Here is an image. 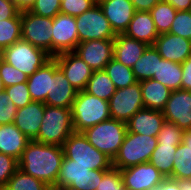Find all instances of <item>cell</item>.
I'll use <instances>...</instances> for the list:
<instances>
[{
    "instance_id": "cell-36",
    "label": "cell",
    "mask_w": 191,
    "mask_h": 190,
    "mask_svg": "<svg viewBox=\"0 0 191 190\" xmlns=\"http://www.w3.org/2000/svg\"><path fill=\"white\" fill-rule=\"evenodd\" d=\"M184 130L179 128L175 123L165 121L157 136V144H172L178 146L182 143Z\"/></svg>"
},
{
    "instance_id": "cell-35",
    "label": "cell",
    "mask_w": 191,
    "mask_h": 190,
    "mask_svg": "<svg viewBox=\"0 0 191 190\" xmlns=\"http://www.w3.org/2000/svg\"><path fill=\"white\" fill-rule=\"evenodd\" d=\"M50 187L34 178L31 175L24 173L19 168L15 171V173L8 180V183L4 190H49Z\"/></svg>"
},
{
    "instance_id": "cell-50",
    "label": "cell",
    "mask_w": 191,
    "mask_h": 190,
    "mask_svg": "<svg viewBox=\"0 0 191 190\" xmlns=\"http://www.w3.org/2000/svg\"><path fill=\"white\" fill-rule=\"evenodd\" d=\"M20 12L30 11L36 0H13Z\"/></svg>"
},
{
    "instance_id": "cell-48",
    "label": "cell",
    "mask_w": 191,
    "mask_h": 190,
    "mask_svg": "<svg viewBox=\"0 0 191 190\" xmlns=\"http://www.w3.org/2000/svg\"><path fill=\"white\" fill-rule=\"evenodd\" d=\"M155 190H180V188L177 180L167 177L155 188Z\"/></svg>"
},
{
    "instance_id": "cell-26",
    "label": "cell",
    "mask_w": 191,
    "mask_h": 190,
    "mask_svg": "<svg viewBox=\"0 0 191 190\" xmlns=\"http://www.w3.org/2000/svg\"><path fill=\"white\" fill-rule=\"evenodd\" d=\"M52 79V58L41 68L28 76L27 86L32 101L45 102Z\"/></svg>"
},
{
    "instance_id": "cell-29",
    "label": "cell",
    "mask_w": 191,
    "mask_h": 190,
    "mask_svg": "<svg viewBox=\"0 0 191 190\" xmlns=\"http://www.w3.org/2000/svg\"><path fill=\"white\" fill-rule=\"evenodd\" d=\"M84 91L90 95L109 101L115 93L116 88L105 70H98L93 71Z\"/></svg>"
},
{
    "instance_id": "cell-4",
    "label": "cell",
    "mask_w": 191,
    "mask_h": 190,
    "mask_svg": "<svg viewBox=\"0 0 191 190\" xmlns=\"http://www.w3.org/2000/svg\"><path fill=\"white\" fill-rule=\"evenodd\" d=\"M82 133L93 147L113 160L126 136L127 124L109 119L87 128Z\"/></svg>"
},
{
    "instance_id": "cell-34",
    "label": "cell",
    "mask_w": 191,
    "mask_h": 190,
    "mask_svg": "<svg viewBox=\"0 0 191 190\" xmlns=\"http://www.w3.org/2000/svg\"><path fill=\"white\" fill-rule=\"evenodd\" d=\"M21 39V12L11 19L0 20V49Z\"/></svg>"
},
{
    "instance_id": "cell-27",
    "label": "cell",
    "mask_w": 191,
    "mask_h": 190,
    "mask_svg": "<svg viewBox=\"0 0 191 190\" xmlns=\"http://www.w3.org/2000/svg\"><path fill=\"white\" fill-rule=\"evenodd\" d=\"M171 91L181 89L182 65L165 59H158L157 74L153 78Z\"/></svg>"
},
{
    "instance_id": "cell-15",
    "label": "cell",
    "mask_w": 191,
    "mask_h": 190,
    "mask_svg": "<svg viewBox=\"0 0 191 190\" xmlns=\"http://www.w3.org/2000/svg\"><path fill=\"white\" fill-rule=\"evenodd\" d=\"M53 58L70 84L77 91H83L93 73L90 66L73 51L60 53Z\"/></svg>"
},
{
    "instance_id": "cell-8",
    "label": "cell",
    "mask_w": 191,
    "mask_h": 190,
    "mask_svg": "<svg viewBox=\"0 0 191 190\" xmlns=\"http://www.w3.org/2000/svg\"><path fill=\"white\" fill-rule=\"evenodd\" d=\"M52 57L22 39L2 50L1 59L19 69L27 76H31Z\"/></svg>"
},
{
    "instance_id": "cell-21",
    "label": "cell",
    "mask_w": 191,
    "mask_h": 190,
    "mask_svg": "<svg viewBox=\"0 0 191 190\" xmlns=\"http://www.w3.org/2000/svg\"><path fill=\"white\" fill-rule=\"evenodd\" d=\"M164 122L162 111L143 108L126 123L127 132L157 137Z\"/></svg>"
},
{
    "instance_id": "cell-11",
    "label": "cell",
    "mask_w": 191,
    "mask_h": 190,
    "mask_svg": "<svg viewBox=\"0 0 191 190\" xmlns=\"http://www.w3.org/2000/svg\"><path fill=\"white\" fill-rule=\"evenodd\" d=\"M108 103L111 119L127 123L139 110L145 108L140 82L137 81L123 89H116Z\"/></svg>"
},
{
    "instance_id": "cell-53",
    "label": "cell",
    "mask_w": 191,
    "mask_h": 190,
    "mask_svg": "<svg viewBox=\"0 0 191 190\" xmlns=\"http://www.w3.org/2000/svg\"><path fill=\"white\" fill-rule=\"evenodd\" d=\"M5 90V87L3 85V82H2V78L0 76V92L4 91Z\"/></svg>"
},
{
    "instance_id": "cell-16",
    "label": "cell",
    "mask_w": 191,
    "mask_h": 190,
    "mask_svg": "<svg viewBox=\"0 0 191 190\" xmlns=\"http://www.w3.org/2000/svg\"><path fill=\"white\" fill-rule=\"evenodd\" d=\"M165 121L175 123L182 130H191V91H172L162 111Z\"/></svg>"
},
{
    "instance_id": "cell-20",
    "label": "cell",
    "mask_w": 191,
    "mask_h": 190,
    "mask_svg": "<svg viewBox=\"0 0 191 190\" xmlns=\"http://www.w3.org/2000/svg\"><path fill=\"white\" fill-rule=\"evenodd\" d=\"M44 111L43 102L32 101L17 110L13 124L30 140H33L38 135Z\"/></svg>"
},
{
    "instance_id": "cell-51",
    "label": "cell",
    "mask_w": 191,
    "mask_h": 190,
    "mask_svg": "<svg viewBox=\"0 0 191 190\" xmlns=\"http://www.w3.org/2000/svg\"><path fill=\"white\" fill-rule=\"evenodd\" d=\"M177 181L180 190H191V179H179Z\"/></svg>"
},
{
    "instance_id": "cell-10",
    "label": "cell",
    "mask_w": 191,
    "mask_h": 190,
    "mask_svg": "<svg viewBox=\"0 0 191 190\" xmlns=\"http://www.w3.org/2000/svg\"><path fill=\"white\" fill-rule=\"evenodd\" d=\"M75 19L79 43L90 40L114 39L117 36L98 3Z\"/></svg>"
},
{
    "instance_id": "cell-5",
    "label": "cell",
    "mask_w": 191,
    "mask_h": 190,
    "mask_svg": "<svg viewBox=\"0 0 191 190\" xmlns=\"http://www.w3.org/2000/svg\"><path fill=\"white\" fill-rule=\"evenodd\" d=\"M157 143V137L127 132L117 155L112 160V167L122 170L149 162Z\"/></svg>"
},
{
    "instance_id": "cell-54",
    "label": "cell",
    "mask_w": 191,
    "mask_h": 190,
    "mask_svg": "<svg viewBox=\"0 0 191 190\" xmlns=\"http://www.w3.org/2000/svg\"><path fill=\"white\" fill-rule=\"evenodd\" d=\"M49 190H64V189H57V188L52 187Z\"/></svg>"
},
{
    "instance_id": "cell-49",
    "label": "cell",
    "mask_w": 191,
    "mask_h": 190,
    "mask_svg": "<svg viewBox=\"0 0 191 190\" xmlns=\"http://www.w3.org/2000/svg\"><path fill=\"white\" fill-rule=\"evenodd\" d=\"M170 3L177 11L191 10V0H162Z\"/></svg>"
},
{
    "instance_id": "cell-25",
    "label": "cell",
    "mask_w": 191,
    "mask_h": 190,
    "mask_svg": "<svg viewBox=\"0 0 191 190\" xmlns=\"http://www.w3.org/2000/svg\"><path fill=\"white\" fill-rule=\"evenodd\" d=\"M140 87L144 107L163 111L172 91L155 79L141 81Z\"/></svg>"
},
{
    "instance_id": "cell-24",
    "label": "cell",
    "mask_w": 191,
    "mask_h": 190,
    "mask_svg": "<svg viewBox=\"0 0 191 190\" xmlns=\"http://www.w3.org/2000/svg\"><path fill=\"white\" fill-rule=\"evenodd\" d=\"M30 141L13 123L0 125V153L19 160Z\"/></svg>"
},
{
    "instance_id": "cell-2",
    "label": "cell",
    "mask_w": 191,
    "mask_h": 190,
    "mask_svg": "<svg viewBox=\"0 0 191 190\" xmlns=\"http://www.w3.org/2000/svg\"><path fill=\"white\" fill-rule=\"evenodd\" d=\"M72 124L75 132H83L103 121L111 119L108 101L78 91L71 107Z\"/></svg>"
},
{
    "instance_id": "cell-47",
    "label": "cell",
    "mask_w": 191,
    "mask_h": 190,
    "mask_svg": "<svg viewBox=\"0 0 191 190\" xmlns=\"http://www.w3.org/2000/svg\"><path fill=\"white\" fill-rule=\"evenodd\" d=\"M136 11H150L160 0H130Z\"/></svg>"
},
{
    "instance_id": "cell-40",
    "label": "cell",
    "mask_w": 191,
    "mask_h": 190,
    "mask_svg": "<svg viewBox=\"0 0 191 190\" xmlns=\"http://www.w3.org/2000/svg\"><path fill=\"white\" fill-rule=\"evenodd\" d=\"M60 12L77 17L89 10L97 0H60Z\"/></svg>"
},
{
    "instance_id": "cell-37",
    "label": "cell",
    "mask_w": 191,
    "mask_h": 190,
    "mask_svg": "<svg viewBox=\"0 0 191 190\" xmlns=\"http://www.w3.org/2000/svg\"><path fill=\"white\" fill-rule=\"evenodd\" d=\"M169 33L191 40V10L177 11Z\"/></svg>"
},
{
    "instance_id": "cell-46",
    "label": "cell",
    "mask_w": 191,
    "mask_h": 190,
    "mask_svg": "<svg viewBox=\"0 0 191 190\" xmlns=\"http://www.w3.org/2000/svg\"><path fill=\"white\" fill-rule=\"evenodd\" d=\"M182 82L181 89L191 91V56L182 64Z\"/></svg>"
},
{
    "instance_id": "cell-3",
    "label": "cell",
    "mask_w": 191,
    "mask_h": 190,
    "mask_svg": "<svg viewBox=\"0 0 191 190\" xmlns=\"http://www.w3.org/2000/svg\"><path fill=\"white\" fill-rule=\"evenodd\" d=\"M73 132L71 109L45 105L38 135L33 140L62 146Z\"/></svg>"
},
{
    "instance_id": "cell-6",
    "label": "cell",
    "mask_w": 191,
    "mask_h": 190,
    "mask_svg": "<svg viewBox=\"0 0 191 190\" xmlns=\"http://www.w3.org/2000/svg\"><path fill=\"white\" fill-rule=\"evenodd\" d=\"M107 171L91 170L88 166L75 164V161L64 157L54 188L64 190H96Z\"/></svg>"
},
{
    "instance_id": "cell-32",
    "label": "cell",
    "mask_w": 191,
    "mask_h": 190,
    "mask_svg": "<svg viewBox=\"0 0 191 190\" xmlns=\"http://www.w3.org/2000/svg\"><path fill=\"white\" fill-rule=\"evenodd\" d=\"M149 12L158 34L168 33L177 10L170 3L160 0Z\"/></svg>"
},
{
    "instance_id": "cell-1",
    "label": "cell",
    "mask_w": 191,
    "mask_h": 190,
    "mask_svg": "<svg viewBox=\"0 0 191 190\" xmlns=\"http://www.w3.org/2000/svg\"><path fill=\"white\" fill-rule=\"evenodd\" d=\"M63 158L62 146L31 140L18 160V168L52 188L56 186Z\"/></svg>"
},
{
    "instance_id": "cell-38",
    "label": "cell",
    "mask_w": 191,
    "mask_h": 190,
    "mask_svg": "<svg viewBox=\"0 0 191 190\" xmlns=\"http://www.w3.org/2000/svg\"><path fill=\"white\" fill-rule=\"evenodd\" d=\"M0 76L4 87L27 82L28 76L19 69L0 59Z\"/></svg>"
},
{
    "instance_id": "cell-55",
    "label": "cell",
    "mask_w": 191,
    "mask_h": 190,
    "mask_svg": "<svg viewBox=\"0 0 191 190\" xmlns=\"http://www.w3.org/2000/svg\"><path fill=\"white\" fill-rule=\"evenodd\" d=\"M121 190H132V189H129L123 186Z\"/></svg>"
},
{
    "instance_id": "cell-33",
    "label": "cell",
    "mask_w": 191,
    "mask_h": 190,
    "mask_svg": "<svg viewBox=\"0 0 191 190\" xmlns=\"http://www.w3.org/2000/svg\"><path fill=\"white\" fill-rule=\"evenodd\" d=\"M172 179H191V149L183 143L177 146L174 153Z\"/></svg>"
},
{
    "instance_id": "cell-39",
    "label": "cell",
    "mask_w": 191,
    "mask_h": 190,
    "mask_svg": "<svg viewBox=\"0 0 191 190\" xmlns=\"http://www.w3.org/2000/svg\"><path fill=\"white\" fill-rule=\"evenodd\" d=\"M5 92L14 102L17 109L25 107L32 102L26 82L8 86L5 88Z\"/></svg>"
},
{
    "instance_id": "cell-41",
    "label": "cell",
    "mask_w": 191,
    "mask_h": 190,
    "mask_svg": "<svg viewBox=\"0 0 191 190\" xmlns=\"http://www.w3.org/2000/svg\"><path fill=\"white\" fill-rule=\"evenodd\" d=\"M18 169V160L14 157L0 153V189H4L8 180Z\"/></svg>"
},
{
    "instance_id": "cell-22",
    "label": "cell",
    "mask_w": 191,
    "mask_h": 190,
    "mask_svg": "<svg viewBox=\"0 0 191 190\" xmlns=\"http://www.w3.org/2000/svg\"><path fill=\"white\" fill-rule=\"evenodd\" d=\"M123 34L148 46H153L159 36L149 11H136Z\"/></svg>"
},
{
    "instance_id": "cell-13",
    "label": "cell",
    "mask_w": 191,
    "mask_h": 190,
    "mask_svg": "<svg viewBox=\"0 0 191 190\" xmlns=\"http://www.w3.org/2000/svg\"><path fill=\"white\" fill-rule=\"evenodd\" d=\"M123 185L132 190H155L166 178L151 163H142L120 170Z\"/></svg>"
},
{
    "instance_id": "cell-23",
    "label": "cell",
    "mask_w": 191,
    "mask_h": 190,
    "mask_svg": "<svg viewBox=\"0 0 191 190\" xmlns=\"http://www.w3.org/2000/svg\"><path fill=\"white\" fill-rule=\"evenodd\" d=\"M147 47L144 42L117 34L114 38L113 58L132 68Z\"/></svg>"
},
{
    "instance_id": "cell-18",
    "label": "cell",
    "mask_w": 191,
    "mask_h": 190,
    "mask_svg": "<svg viewBox=\"0 0 191 190\" xmlns=\"http://www.w3.org/2000/svg\"><path fill=\"white\" fill-rule=\"evenodd\" d=\"M153 46L163 59L172 62L182 64L191 56V40L169 32L159 34Z\"/></svg>"
},
{
    "instance_id": "cell-17",
    "label": "cell",
    "mask_w": 191,
    "mask_h": 190,
    "mask_svg": "<svg viewBox=\"0 0 191 190\" xmlns=\"http://www.w3.org/2000/svg\"><path fill=\"white\" fill-rule=\"evenodd\" d=\"M77 90L70 84L52 57V79L45 105L71 109Z\"/></svg>"
},
{
    "instance_id": "cell-30",
    "label": "cell",
    "mask_w": 191,
    "mask_h": 190,
    "mask_svg": "<svg viewBox=\"0 0 191 190\" xmlns=\"http://www.w3.org/2000/svg\"><path fill=\"white\" fill-rule=\"evenodd\" d=\"M177 146L172 144H157L149 163L154 165L166 178L172 177L174 153Z\"/></svg>"
},
{
    "instance_id": "cell-7",
    "label": "cell",
    "mask_w": 191,
    "mask_h": 190,
    "mask_svg": "<svg viewBox=\"0 0 191 190\" xmlns=\"http://www.w3.org/2000/svg\"><path fill=\"white\" fill-rule=\"evenodd\" d=\"M64 157L94 170H109L112 160L93 147L82 132H73L62 145Z\"/></svg>"
},
{
    "instance_id": "cell-43",
    "label": "cell",
    "mask_w": 191,
    "mask_h": 190,
    "mask_svg": "<svg viewBox=\"0 0 191 190\" xmlns=\"http://www.w3.org/2000/svg\"><path fill=\"white\" fill-rule=\"evenodd\" d=\"M17 110L14 102L8 97L5 90L0 92V125L12 124Z\"/></svg>"
},
{
    "instance_id": "cell-19",
    "label": "cell",
    "mask_w": 191,
    "mask_h": 190,
    "mask_svg": "<svg viewBox=\"0 0 191 190\" xmlns=\"http://www.w3.org/2000/svg\"><path fill=\"white\" fill-rule=\"evenodd\" d=\"M116 34H123L136 10L130 0H97Z\"/></svg>"
},
{
    "instance_id": "cell-14",
    "label": "cell",
    "mask_w": 191,
    "mask_h": 190,
    "mask_svg": "<svg viewBox=\"0 0 191 190\" xmlns=\"http://www.w3.org/2000/svg\"><path fill=\"white\" fill-rule=\"evenodd\" d=\"M114 39L90 40L78 43L73 51L83 59L93 71L104 70L113 58Z\"/></svg>"
},
{
    "instance_id": "cell-12",
    "label": "cell",
    "mask_w": 191,
    "mask_h": 190,
    "mask_svg": "<svg viewBox=\"0 0 191 190\" xmlns=\"http://www.w3.org/2000/svg\"><path fill=\"white\" fill-rule=\"evenodd\" d=\"M79 43L76 19L68 14L58 13L53 18L52 57L74 51Z\"/></svg>"
},
{
    "instance_id": "cell-44",
    "label": "cell",
    "mask_w": 191,
    "mask_h": 190,
    "mask_svg": "<svg viewBox=\"0 0 191 190\" xmlns=\"http://www.w3.org/2000/svg\"><path fill=\"white\" fill-rule=\"evenodd\" d=\"M123 186L120 170L111 167L102 177L96 190H121Z\"/></svg>"
},
{
    "instance_id": "cell-31",
    "label": "cell",
    "mask_w": 191,
    "mask_h": 190,
    "mask_svg": "<svg viewBox=\"0 0 191 190\" xmlns=\"http://www.w3.org/2000/svg\"><path fill=\"white\" fill-rule=\"evenodd\" d=\"M104 70L116 89H123L137 82L132 68L125 66L114 58L105 66Z\"/></svg>"
},
{
    "instance_id": "cell-42",
    "label": "cell",
    "mask_w": 191,
    "mask_h": 190,
    "mask_svg": "<svg viewBox=\"0 0 191 190\" xmlns=\"http://www.w3.org/2000/svg\"><path fill=\"white\" fill-rule=\"evenodd\" d=\"M60 4V0H36L30 12L41 17L53 19L60 13Z\"/></svg>"
},
{
    "instance_id": "cell-52",
    "label": "cell",
    "mask_w": 191,
    "mask_h": 190,
    "mask_svg": "<svg viewBox=\"0 0 191 190\" xmlns=\"http://www.w3.org/2000/svg\"><path fill=\"white\" fill-rule=\"evenodd\" d=\"M182 143L191 149V130H185Z\"/></svg>"
},
{
    "instance_id": "cell-45",
    "label": "cell",
    "mask_w": 191,
    "mask_h": 190,
    "mask_svg": "<svg viewBox=\"0 0 191 190\" xmlns=\"http://www.w3.org/2000/svg\"><path fill=\"white\" fill-rule=\"evenodd\" d=\"M19 12L13 0H0V20L11 19Z\"/></svg>"
},
{
    "instance_id": "cell-28",
    "label": "cell",
    "mask_w": 191,
    "mask_h": 190,
    "mask_svg": "<svg viewBox=\"0 0 191 190\" xmlns=\"http://www.w3.org/2000/svg\"><path fill=\"white\" fill-rule=\"evenodd\" d=\"M158 59L163 58L154 46H148L132 67L135 79L139 82L152 79L154 74H157Z\"/></svg>"
},
{
    "instance_id": "cell-9",
    "label": "cell",
    "mask_w": 191,
    "mask_h": 190,
    "mask_svg": "<svg viewBox=\"0 0 191 190\" xmlns=\"http://www.w3.org/2000/svg\"><path fill=\"white\" fill-rule=\"evenodd\" d=\"M53 19L30 11L21 12V39L44 50L52 57Z\"/></svg>"
}]
</instances>
